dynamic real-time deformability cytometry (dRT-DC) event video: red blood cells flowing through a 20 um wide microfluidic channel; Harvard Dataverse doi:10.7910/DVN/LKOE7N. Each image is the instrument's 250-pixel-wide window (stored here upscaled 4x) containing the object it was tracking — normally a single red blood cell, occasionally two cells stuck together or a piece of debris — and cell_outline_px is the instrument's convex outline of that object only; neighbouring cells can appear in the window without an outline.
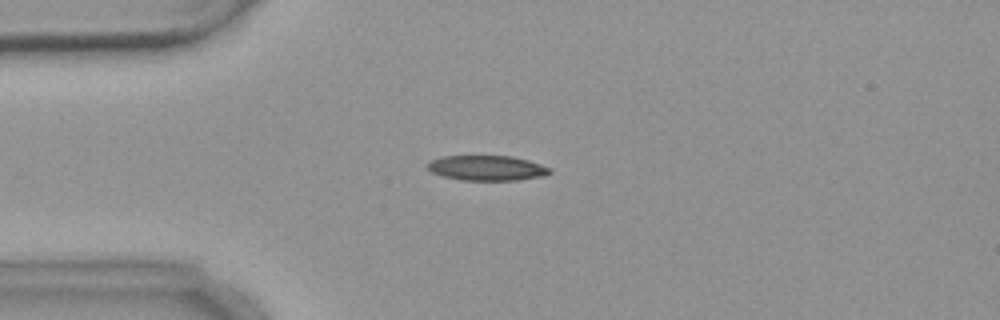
{"species": "common noctule bat (a hibernating species)", "species_latin": "Nyctalus noctula", "temperature_condition": "warm", "stored_images_in_passage": 6, "camera_frame_rate_fps": 3000, "um_per_image_px": 0.085, "animal": {"sex": "female", "body_mass_g": 18.4}, "frame": {"image": 1, "passage_image": 3, "time_ms": 2.333, "image_size_px": [1000, 320], "cell_outline_px": [[552, 172], [544, 176], [516, 180], [460, 180], [444, 176], [432, 172], [424, 164], [428, 160], [444, 156], [512, 156], [528, 160], [552, 168]], "centroid_in_image_um": [41.38, 14.27], "position_along_channel_um": 43.6, "area_um2": 17.98}}
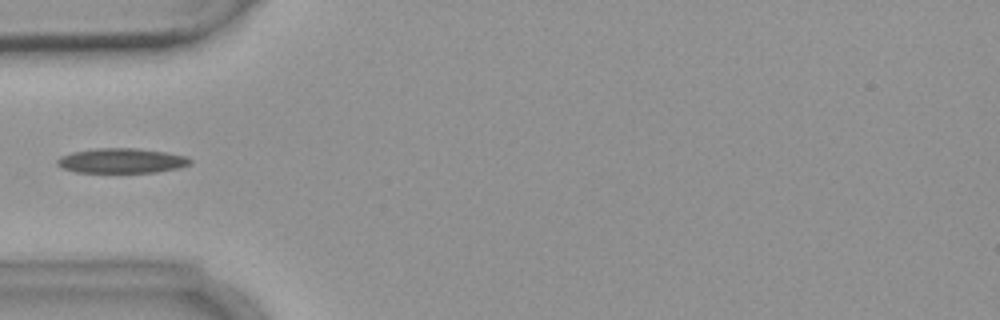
{"frame": {"image": 2, "passage_image": 4, "time_ms": 3.667, "image_size_px": [1000, 320], "cell_outline_px": [[192, 164], [180, 168], [156, 172], [76, 172], [64, 168], [56, 164], [56, 160], [60, 156], [72, 152], [92, 148], [136, 148], [164, 152], [184, 156], [192, 160]], "centroid_in_image_um": [10.33, 13.66], "position_along_channel_um": 74.7, "area_um2": 19.25}}
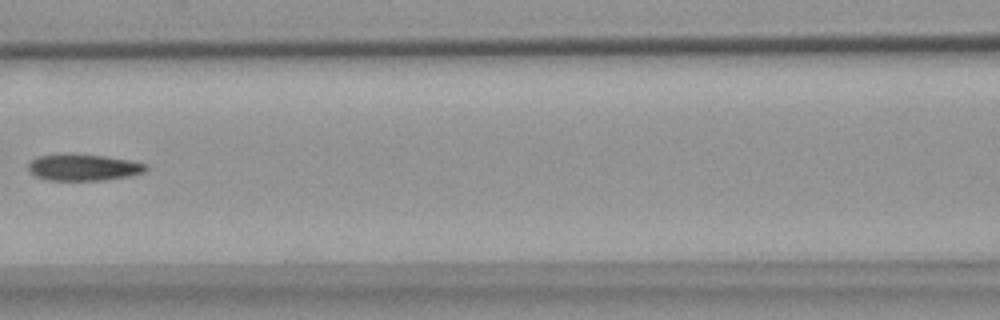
{"frame": {"image": 3, "passage_image": 6, "time_ms": 6.0, "image_size_px": [1000, 320], "cell_outline_px": [[148, 168], [144, 172], [128, 176], [104, 180], [48, 180], [36, 176], [28, 168], [28, 164], [36, 156], [56, 152], [72, 152], [104, 156], [128, 160], [148, 164]], "centroid_in_image_um": [7.05, 14.19], "position_along_channel_um": 159.6, "area_um2": 18.61}}